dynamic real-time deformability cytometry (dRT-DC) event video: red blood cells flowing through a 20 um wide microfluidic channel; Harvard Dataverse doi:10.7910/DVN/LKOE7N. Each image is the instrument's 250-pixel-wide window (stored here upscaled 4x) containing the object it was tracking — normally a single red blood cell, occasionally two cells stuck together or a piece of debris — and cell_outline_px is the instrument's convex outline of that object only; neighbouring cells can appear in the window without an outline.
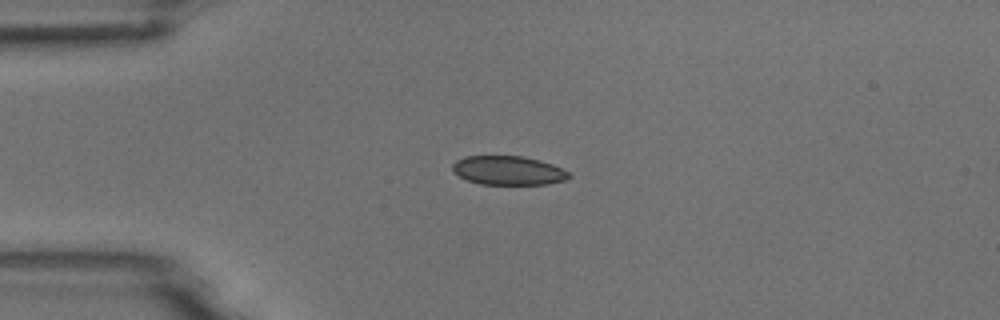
{"species": "common noctule bat (a hibernating species)", "species_latin": "Nyctalus noctula", "temperature_condition": "room temperature", "stored_images_in_passage": 2, "camera_frame_rate_fps": 3000, "um_per_image_px": 0.085, "animal": {"sex": "male", "body_mass_g": 18.8}, "frame": {"image": 1, "passage_image": 1, "time_ms": 0.0, "image_size_px": [1000, 320], "cell_outline_px": [[572, 176], [564, 180], [548, 184], [480, 184], [468, 180], [452, 172], [452, 164], [456, 160], [464, 156], [524, 156], [540, 160], [552, 164], [568, 172]], "centroid_in_image_um": [43.18, 14.48], "position_along_channel_um": 41.8, "area_um2": 19.65}}